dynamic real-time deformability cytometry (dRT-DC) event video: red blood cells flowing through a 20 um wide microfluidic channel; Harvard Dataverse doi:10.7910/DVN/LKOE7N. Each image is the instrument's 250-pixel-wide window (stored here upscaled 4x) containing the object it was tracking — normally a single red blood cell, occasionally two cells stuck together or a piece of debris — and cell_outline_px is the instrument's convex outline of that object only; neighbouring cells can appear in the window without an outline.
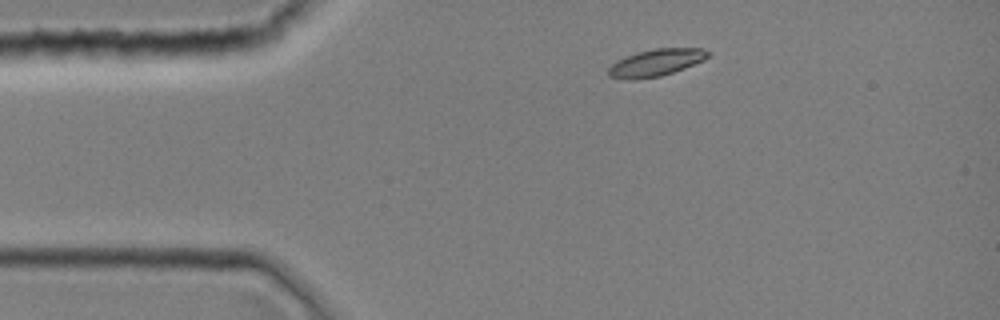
{"species": "common noctule bat (a hibernating species)", "species_latin": "Nyctalus noctula", "temperature_condition": "room temperature", "stored_images_in_passage": 1, "camera_frame_rate_fps": 3000, "um_per_image_px": 0.085, "animal": {"sex": "female", "body_mass_g": 19.0, "forearm_length_mm": 51.5}, "frame": {"image": 1, "passage_image": 1, "time_ms": 0.0, "image_size_px": [1000, 320], "cell_outline_px": [[712, 52], [704, 60], [684, 68], [660, 76], [632, 80], [628, 80], [608, 76], [608, 68], [616, 60], [636, 52], [656, 48], [704, 48]], "centroid_in_image_um": [55.75, 5.32], "position_along_channel_um": 29.2, "area_um2": 15.78}}